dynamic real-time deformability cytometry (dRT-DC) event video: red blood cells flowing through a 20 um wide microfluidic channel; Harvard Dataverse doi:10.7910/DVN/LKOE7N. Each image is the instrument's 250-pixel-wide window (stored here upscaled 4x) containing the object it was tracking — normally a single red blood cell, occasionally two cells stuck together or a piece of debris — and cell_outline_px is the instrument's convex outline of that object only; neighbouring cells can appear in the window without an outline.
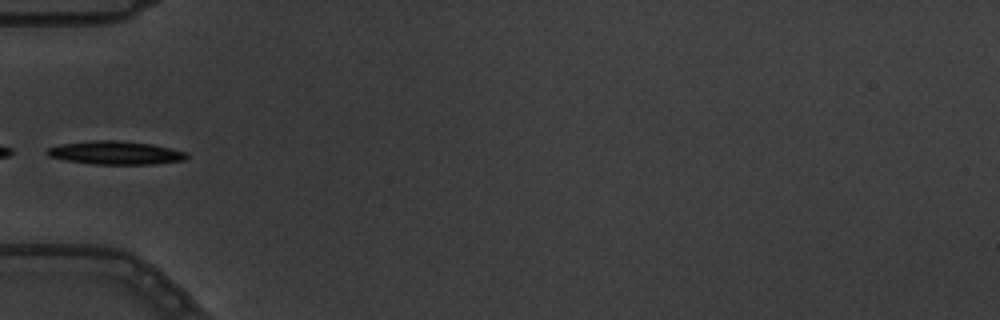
{"species": "common noctule bat (a hibernating species)", "species_latin": "Nyctalus noctula", "temperature_condition": "warm", "stored_images_in_passage": 4, "camera_frame_rate_fps": 3000, "um_per_image_px": 0.085, "animal": {"sex": "male", "body_mass_g": 19.5, "forearm_length_mm": 54.6}, "frame": {"image": 1, "passage_image": 3, "time_ms": 0.667, "image_size_px": [1000, 320], "cell_outline_px": [[188, 156], [184, 160], [152, 164], [92, 164], [64, 160], [48, 156], [44, 152], [48, 148], [60, 144], [92, 140], [116, 140], [152, 144], [172, 148], [184, 152]], "centroid_in_image_um": [9.77, 12.98], "position_along_channel_um": 75.2, "area_um2": 19.02}}